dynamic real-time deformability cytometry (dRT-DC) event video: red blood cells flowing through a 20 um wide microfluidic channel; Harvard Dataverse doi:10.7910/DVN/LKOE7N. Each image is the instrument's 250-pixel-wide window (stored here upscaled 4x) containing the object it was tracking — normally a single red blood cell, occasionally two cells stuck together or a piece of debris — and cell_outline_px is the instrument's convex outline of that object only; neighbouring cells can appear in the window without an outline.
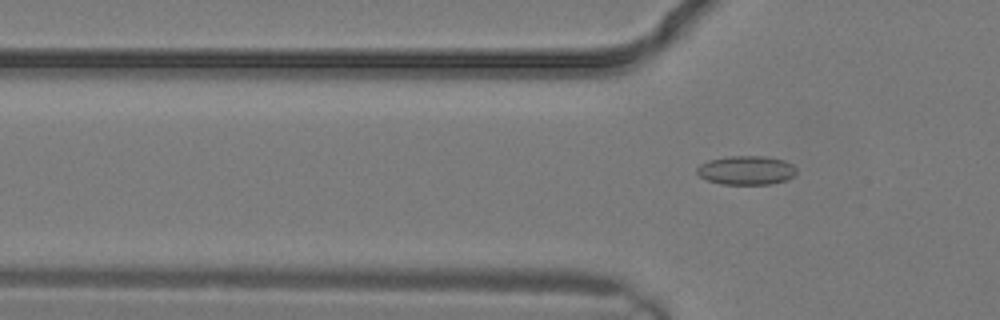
{"species": "common noctule bat (a hibernating species)", "species_latin": "Nyctalus noctula", "temperature_condition": "warm", "stored_images_in_passage": 4, "camera_frame_rate_fps": 3000, "um_per_image_px": 0.085, "animal": {"sex": "male", "body_mass_g": 19.2, "forearm_length_mm": 51.8}, "frame": {"image": 1, "passage_image": 4, "time_ms": 1.0, "image_size_px": [1000, 320], "cell_outline_px": [[796, 172], [788, 180], [768, 184], [720, 184], [708, 180], [700, 176], [696, 172], [696, 168], [700, 164], [708, 160], [728, 156], [764, 156], [784, 160], [792, 164], [796, 168]], "centroid_in_image_um": [63.42, 14.47], "position_along_channel_um": 62.4, "area_um2": 16.82}}